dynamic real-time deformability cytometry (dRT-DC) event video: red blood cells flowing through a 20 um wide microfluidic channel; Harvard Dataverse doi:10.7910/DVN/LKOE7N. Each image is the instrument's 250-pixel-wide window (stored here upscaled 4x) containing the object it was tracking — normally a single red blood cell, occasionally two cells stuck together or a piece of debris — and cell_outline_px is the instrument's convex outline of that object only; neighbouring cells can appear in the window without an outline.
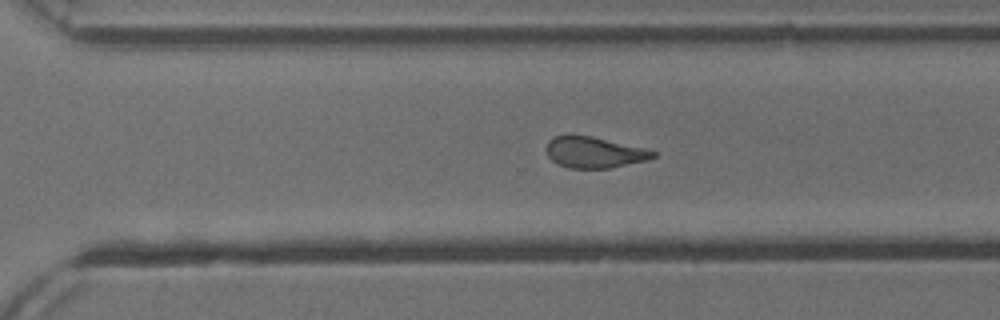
{"species": "common noctule bat (a hibernating species)", "species_latin": "Nyctalus noctula", "temperature_condition": "cold", "stored_images_in_passage": 29, "camera_frame_rate_fps": 3000, "um_per_image_px": 0.085, "animal": {"sex": "male", "body_mass_g": 13.3}, "frame": {"image": 1, "passage_image": 22, "time_ms": 7.0, "image_size_px": [1000, 320], "cell_outline_px": [[656, 156], [648, 160], [608, 168], [568, 168], [556, 164], [548, 156], [544, 148], [548, 140], [556, 136], [592, 136], [652, 148], [656, 152]], "centroid_in_image_um": [50.56, 12.95], "position_along_channel_um": 320.0, "area_um2": 19.71}}
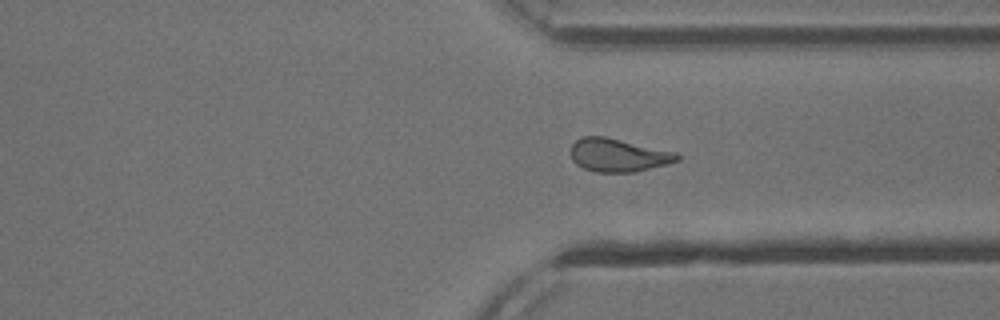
{"frame": {"image": 2, "passage_image": 25, "time_ms": 8.0, "image_size_px": [1000, 320], "cell_outline_px": [[680, 160], [668, 164], [636, 172], [596, 172], [584, 168], [576, 164], [572, 160], [572, 144], [580, 136], [604, 136], [676, 152], [680, 156]], "centroid_in_image_um": [52.56, 13.19], "position_along_channel_um": 358.8, "area_um2": 20.58}}